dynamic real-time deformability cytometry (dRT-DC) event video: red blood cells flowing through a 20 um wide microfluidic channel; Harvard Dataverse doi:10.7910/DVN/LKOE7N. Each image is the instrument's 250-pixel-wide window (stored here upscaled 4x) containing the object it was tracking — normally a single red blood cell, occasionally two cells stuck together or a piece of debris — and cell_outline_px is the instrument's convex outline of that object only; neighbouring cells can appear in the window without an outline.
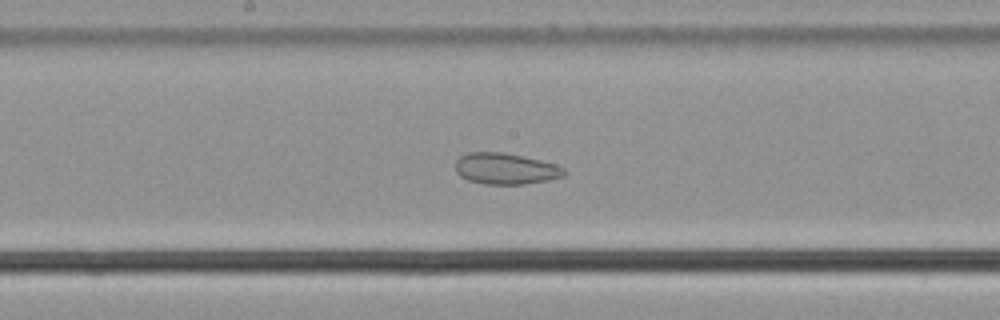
{"species": "common noctule bat (a hibernating species)", "species_latin": "Nyctalus noctula", "temperature_condition": "cold", "stored_images_in_passage": 60, "camera_frame_rate_fps": 3000, "um_per_image_px": 0.085, "animal": {"sex": "male", "body_mass_g": 21.5, "forearm_length_mm": 52.0}, "frame": {"image": 1, "passage_image": 32, "time_ms": 10.333, "image_size_px": [1000, 320], "cell_outline_px": [[568, 172], [564, 176], [548, 180], [524, 184], [484, 184], [468, 180], [460, 176], [456, 172], [456, 160], [460, 156], [468, 152], [504, 152], [540, 160], [556, 164], [564, 168]], "centroid_in_image_um": [42.98, 14.34], "position_along_channel_um": 205.2, "area_um2": 19.88}}
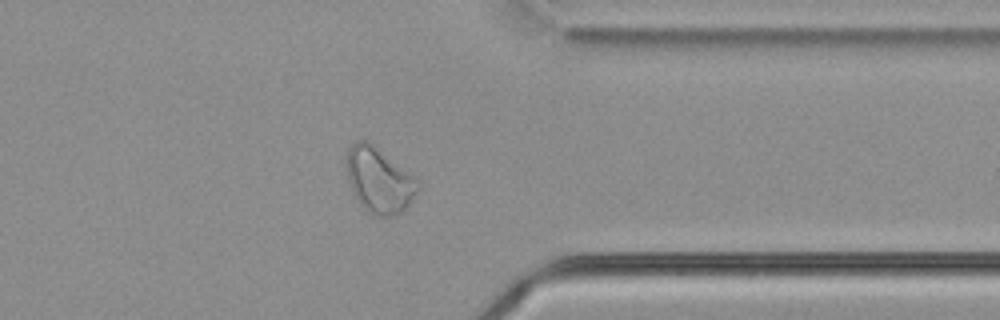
{"frame": {"image": 2, "passage_image": 47, "time_ms": 15.333, "image_size_px": [1000, 320], "cell_outline_px": [[420, 188], [408, 204], [400, 212], [388, 216], [372, 216], [360, 204], [352, 188], [344, 164], [348, 152], [352, 144], [356, 140], [364, 140], [372, 144], [412, 176], [420, 184]], "centroid_in_image_um": [32.19, 15.33], "position_along_channel_um": 379.2, "area_um2": 26.36}}
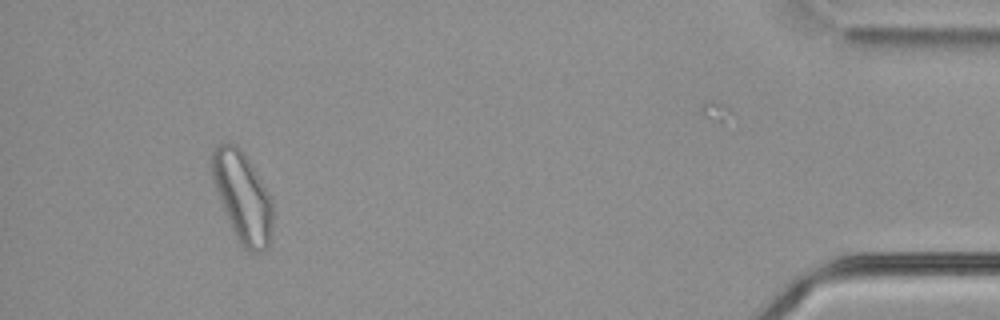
{"frame": {"image": 3, "passage_image": 55, "time_ms": 18.0, "image_size_px": [1000, 320], "cell_outline_px": [[272, 228], [268, 248], [260, 252], [248, 252], [240, 244], [224, 212], [216, 192], [212, 180], [212, 148], [228, 140], [236, 144], [244, 152], [256, 172], [272, 200]], "centroid_in_image_um": [20.6, 16.72], "position_along_channel_um": 414.6, "area_um2": 31.96}, "authors_computed_cell_mechanics": {"area_um2": 28.611, "velocity_mm_per_s": 3.6092, "shape_relaxation_time_tau1_ms": null, "shape_relaxation_time_tau2_ms": 2.4027, "deformation_change_tau1": null, "deformation_change_tau2": 0.07}}